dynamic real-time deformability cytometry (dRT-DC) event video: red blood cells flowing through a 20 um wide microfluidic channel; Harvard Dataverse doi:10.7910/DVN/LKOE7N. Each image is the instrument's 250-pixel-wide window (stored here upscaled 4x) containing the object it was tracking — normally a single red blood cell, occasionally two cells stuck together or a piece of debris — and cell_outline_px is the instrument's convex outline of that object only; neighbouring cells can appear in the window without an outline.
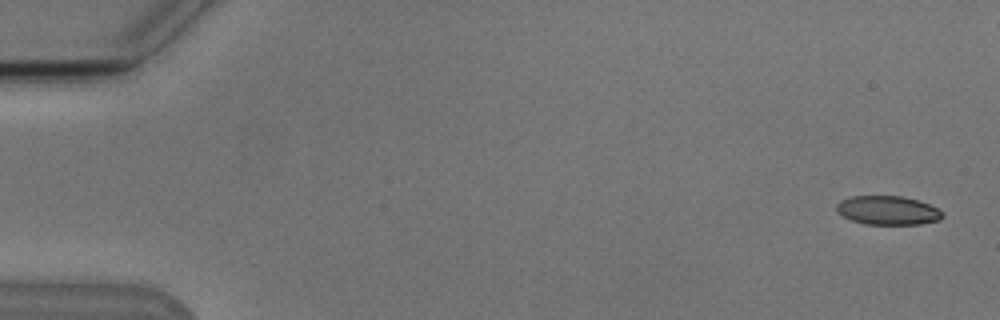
{"species": "Egyptian fruit bat (a non-hibernating species)", "species_latin": "Rousettus aegyptiacus", "temperature_condition": "cold", "stored_images_in_passage": 6, "camera_frame_rate_fps": 3000, "um_per_image_px": 0.085, "animal": {"sex": "male"}, "frame": {"image": 1, "passage_image": 1, "time_ms": 0.0, "image_size_px": [1000, 320], "cell_outline_px": [[944, 216], [940, 220], [920, 224], [864, 224], [852, 220], [836, 212], [836, 204], [840, 200], [852, 196], [904, 196], [928, 204], [944, 212]], "centroid_in_image_um": [75.46, 17.88], "position_along_channel_um": 9.5, "area_um2": 17.86}}